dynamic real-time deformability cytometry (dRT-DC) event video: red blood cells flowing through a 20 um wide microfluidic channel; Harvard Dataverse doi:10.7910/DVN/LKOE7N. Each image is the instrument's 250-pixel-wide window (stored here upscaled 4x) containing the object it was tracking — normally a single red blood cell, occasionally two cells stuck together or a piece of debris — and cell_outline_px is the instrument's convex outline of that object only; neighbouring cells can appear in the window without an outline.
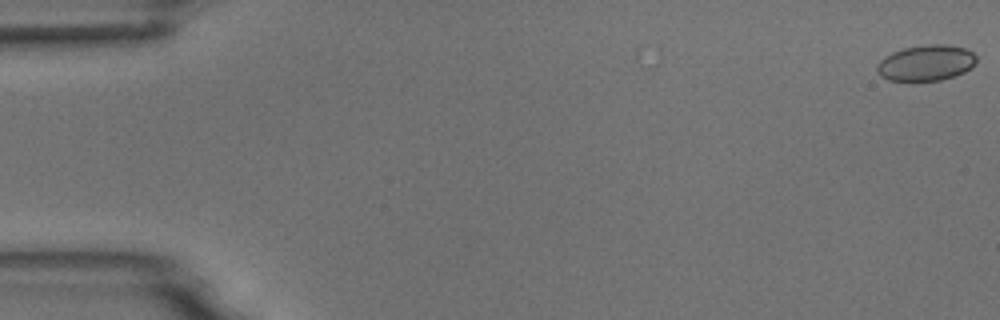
{"species": "common noctule bat (a hibernating species)", "species_latin": "Nyctalus noctula", "temperature_condition": "room temperature", "stored_images_in_passage": 10, "camera_frame_rate_fps": 3000, "um_per_image_px": 0.085, "animal": {"sex": "male", "body_mass_g": 18.8}, "frame": {"image": 1, "passage_image": 1, "time_ms": 0.0, "image_size_px": [1000, 320], "cell_outline_px": [[976, 64], [964, 72], [940, 80], [888, 80], [880, 76], [876, 72], [876, 64], [884, 56], [892, 52], [904, 48], [928, 44], [948, 44], [964, 48], [972, 52], [976, 56]], "centroid_in_image_um": [78.69, 5.33], "position_along_channel_um": 6.3, "area_um2": 20.75}}